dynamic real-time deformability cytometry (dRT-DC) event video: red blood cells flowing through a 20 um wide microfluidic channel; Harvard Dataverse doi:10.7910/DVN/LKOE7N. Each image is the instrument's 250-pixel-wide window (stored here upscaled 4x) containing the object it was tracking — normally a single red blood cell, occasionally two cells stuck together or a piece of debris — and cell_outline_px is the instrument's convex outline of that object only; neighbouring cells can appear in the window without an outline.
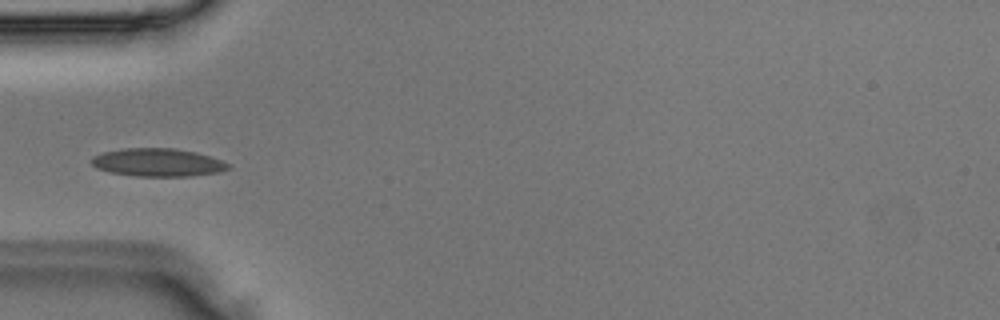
{"species": "Egyptian fruit bat (a non-hibernating species)", "species_latin": "Rousettus aegyptiacus", "temperature_condition": "room temperature", "stored_images_in_passage": 3, "camera_frame_rate_fps": 3000, "um_per_image_px": 0.085, "animal": {"sex": "male"}, "frame": {"image": 1, "passage_image": 3, "time_ms": 0.667, "image_size_px": [1000, 320], "cell_outline_px": [[232, 168], [220, 172], [188, 176], [136, 176], [108, 172], [96, 168], [92, 164], [92, 156], [104, 152], [120, 148], [176, 148], [196, 152], [232, 164]], "centroid_in_image_um": [13.42, 13.8], "position_along_channel_um": 71.6, "area_um2": 22.48}}